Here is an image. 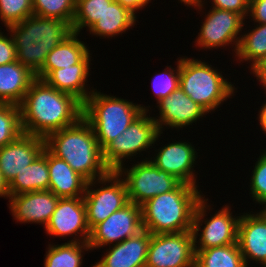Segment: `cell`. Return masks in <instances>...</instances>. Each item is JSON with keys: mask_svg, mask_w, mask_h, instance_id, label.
Listing matches in <instances>:
<instances>
[{"mask_svg": "<svg viewBox=\"0 0 266 267\" xmlns=\"http://www.w3.org/2000/svg\"><path fill=\"white\" fill-rule=\"evenodd\" d=\"M204 198L203 196L198 202L194 214L192 225L194 249L203 250L237 243L238 225L241 215L233 217L230 207L225 205V207H222L221 210L211 216L210 219H204L207 214L206 210L212 209L210 205H207L208 199ZM203 223L205 226L201 228L200 226H202ZM199 231H201V233H199ZM197 239L199 240L197 241Z\"/></svg>", "mask_w": 266, "mask_h": 267, "instance_id": "obj_8", "label": "cell"}, {"mask_svg": "<svg viewBox=\"0 0 266 267\" xmlns=\"http://www.w3.org/2000/svg\"><path fill=\"white\" fill-rule=\"evenodd\" d=\"M207 13L195 41L196 47L205 50L235 44L233 51L236 53L241 39L238 35L245 25L244 18L235 12L217 8Z\"/></svg>", "mask_w": 266, "mask_h": 267, "instance_id": "obj_13", "label": "cell"}, {"mask_svg": "<svg viewBox=\"0 0 266 267\" xmlns=\"http://www.w3.org/2000/svg\"><path fill=\"white\" fill-rule=\"evenodd\" d=\"M90 52L78 63L72 67L51 70L42 80L48 85L73 95L82 104L93 93V88L88 92L85 83L90 75Z\"/></svg>", "mask_w": 266, "mask_h": 267, "instance_id": "obj_21", "label": "cell"}, {"mask_svg": "<svg viewBox=\"0 0 266 267\" xmlns=\"http://www.w3.org/2000/svg\"><path fill=\"white\" fill-rule=\"evenodd\" d=\"M136 17V14L128 7L113 0L89 32L99 37L103 36V38L115 37L135 26Z\"/></svg>", "mask_w": 266, "mask_h": 267, "instance_id": "obj_26", "label": "cell"}, {"mask_svg": "<svg viewBox=\"0 0 266 267\" xmlns=\"http://www.w3.org/2000/svg\"><path fill=\"white\" fill-rule=\"evenodd\" d=\"M151 233L142 230L137 235L114 244L93 267H145Z\"/></svg>", "mask_w": 266, "mask_h": 267, "instance_id": "obj_20", "label": "cell"}, {"mask_svg": "<svg viewBox=\"0 0 266 267\" xmlns=\"http://www.w3.org/2000/svg\"><path fill=\"white\" fill-rule=\"evenodd\" d=\"M192 231L151 234L145 267H194Z\"/></svg>", "mask_w": 266, "mask_h": 267, "instance_id": "obj_11", "label": "cell"}, {"mask_svg": "<svg viewBox=\"0 0 266 267\" xmlns=\"http://www.w3.org/2000/svg\"><path fill=\"white\" fill-rule=\"evenodd\" d=\"M17 60L14 40L3 34L0 30V65L9 64Z\"/></svg>", "mask_w": 266, "mask_h": 267, "instance_id": "obj_37", "label": "cell"}, {"mask_svg": "<svg viewBox=\"0 0 266 267\" xmlns=\"http://www.w3.org/2000/svg\"><path fill=\"white\" fill-rule=\"evenodd\" d=\"M167 70V71H166ZM180 77V59L177 62V69L172 67L165 68V71L157 74L153 78L152 89L155 94L156 101L159 103L162 99L169 96L173 91L179 87Z\"/></svg>", "mask_w": 266, "mask_h": 267, "instance_id": "obj_34", "label": "cell"}, {"mask_svg": "<svg viewBox=\"0 0 266 267\" xmlns=\"http://www.w3.org/2000/svg\"><path fill=\"white\" fill-rule=\"evenodd\" d=\"M48 149L44 150L34 161L19 172L8 184L10 195L34 191H45L49 188Z\"/></svg>", "mask_w": 266, "mask_h": 267, "instance_id": "obj_24", "label": "cell"}, {"mask_svg": "<svg viewBox=\"0 0 266 267\" xmlns=\"http://www.w3.org/2000/svg\"><path fill=\"white\" fill-rule=\"evenodd\" d=\"M237 242L247 267L251 260L266 264V219L260 212L241 215Z\"/></svg>", "mask_w": 266, "mask_h": 267, "instance_id": "obj_19", "label": "cell"}, {"mask_svg": "<svg viewBox=\"0 0 266 267\" xmlns=\"http://www.w3.org/2000/svg\"><path fill=\"white\" fill-rule=\"evenodd\" d=\"M179 87L207 113L234 95L235 88L207 62L180 57Z\"/></svg>", "mask_w": 266, "mask_h": 267, "instance_id": "obj_6", "label": "cell"}, {"mask_svg": "<svg viewBox=\"0 0 266 267\" xmlns=\"http://www.w3.org/2000/svg\"><path fill=\"white\" fill-rule=\"evenodd\" d=\"M36 75L19 61L0 65V103L20 106Z\"/></svg>", "mask_w": 266, "mask_h": 267, "instance_id": "obj_23", "label": "cell"}, {"mask_svg": "<svg viewBox=\"0 0 266 267\" xmlns=\"http://www.w3.org/2000/svg\"><path fill=\"white\" fill-rule=\"evenodd\" d=\"M178 1H180L181 3L183 2V4H185V6H186V3H187L189 0H178Z\"/></svg>", "mask_w": 266, "mask_h": 267, "instance_id": "obj_45", "label": "cell"}, {"mask_svg": "<svg viewBox=\"0 0 266 267\" xmlns=\"http://www.w3.org/2000/svg\"><path fill=\"white\" fill-rule=\"evenodd\" d=\"M253 21L266 24V0H249V12Z\"/></svg>", "mask_w": 266, "mask_h": 267, "instance_id": "obj_38", "label": "cell"}, {"mask_svg": "<svg viewBox=\"0 0 266 267\" xmlns=\"http://www.w3.org/2000/svg\"><path fill=\"white\" fill-rule=\"evenodd\" d=\"M0 197H10L8 183L4 180L3 175L0 171Z\"/></svg>", "mask_w": 266, "mask_h": 267, "instance_id": "obj_42", "label": "cell"}, {"mask_svg": "<svg viewBox=\"0 0 266 267\" xmlns=\"http://www.w3.org/2000/svg\"><path fill=\"white\" fill-rule=\"evenodd\" d=\"M82 250H91L89 244L65 242L61 245H51L50 243L45 256L44 267H81L84 254Z\"/></svg>", "mask_w": 266, "mask_h": 267, "instance_id": "obj_28", "label": "cell"}, {"mask_svg": "<svg viewBox=\"0 0 266 267\" xmlns=\"http://www.w3.org/2000/svg\"><path fill=\"white\" fill-rule=\"evenodd\" d=\"M23 133L46 138L74 125L83 113V104L73 95L58 91L36 78L20 105Z\"/></svg>", "mask_w": 266, "mask_h": 267, "instance_id": "obj_1", "label": "cell"}, {"mask_svg": "<svg viewBox=\"0 0 266 267\" xmlns=\"http://www.w3.org/2000/svg\"><path fill=\"white\" fill-rule=\"evenodd\" d=\"M45 147L66 161L87 182L103 178L110 172L104 164L95 133L83 117L74 125L49 134Z\"/></svg>", "mask_w": 266, "mask_h": 267, "instance_id": "obj_2", "label": "cell"}, {"mask_svg": "<svg viewBox=\"0 0 266 267\" xmlns=\"http://www.w3.org/2000/svg\"><path fill=\"white\" fill-rule=\"evenodd\" d=\"M204 1L202 0H189L187 6H196L200 11L204 8ZM213 7L221 10L232 11L240 14L244 19L248 16L249 12V0H212Z\"/></svg>", "mask_w": 266, "mask_h": 267, "instance_id": "obj_36", "label": "cell"}, {"mask_svg": "<svg viewBox=\"0 0 266 267\" xmlns=\"http://www.w3.org/2000/svg\"><path fill=\"white\" fill-rule=\"evenodd\" d=\"M147 114L148 112L144 111L102 150L104 164L110 171H117L124 165L125 159H131L132 156L149 150L163 133L159 131L153 117Z\"/></svg>", "mask_w": 266, "mask_h": 267, "instance_id": "obj_7", "label": "cell"}, {"mask_svg": "<svg viewBox=\"0 0 266 267\" xmlns=\"http://www.w3.org/2000/svg\"><path fill=\"white\" fill-rule=\"evenodd\" d=\"M23 134L20 106L0 103V148Z\"/></svg>", "mask_w": 266, "mask_h": 267, "instance_id": "obj_31", "label": "cell"}, {"mask_svg": "<svg viewBox=\"0 0 266 267\" xmlns=\"http://www.w3.org/2000/svg\"><path fill=\"white\" fill-rule=\"evenodd\" d=\"M262 107V108H261ZM260 107V111H259V116H258V121L260 123V127L262 129V131H264L263 133L266 134V103L263 104L262 106Z\"/></svg>", "mask_w": 266, "mask_h": 267, "instance_id": "obj_41", "label": "cell"}, {"mask_svg": "<svg viewBox=\"0 0 266 267\" xmlns=\"http://www.w3.org/2000/svg\"><path fill=\"white\" fill-rule=\"evenodd\" d=\"M122 178L117 171H110L103 178L87 182L83 200L90 230L129 203L127 186ZM98 183L102 186L93 189Z\"/></svg>", "mask_w": 266, "mask_h": 267, "instance_id": "obj_9", "label": "cell"}, {"mask_svg": "<svg viewBox=\"0 0 266 267\" xmlns=\"http://www.w3.org/2000/svg\"><path fill=\"white\" fill-rule=\"evenodd\" d=\"M197 186L180 183L141 205L142 227L151 234L192 231L198 202L203 198Z\"/></svg>", "mask_w": 266, "mask_h": 267, "instance_id": "obj_3", "label": "cell"}, {"mask_svg": "<svg viewBox=\"0 0 266 267\" xmlns=\"http://www.w3.org/2000/svg\"><path fill=\"white\" fill-rule=\"evenodd\" d=\"M194 267H247L238 242L195 250Z\"/></svg>", "mask_w": 266, "mask_h": 267, "instance_id": "obj_27", "label": "cell"}, {"mask_svg": "<svg viewBox=\"0 0 266 267\" xmlns=\"http://www.w3.org/2000/svg\"><path fill=\"white\" fill-rule=\"evenodd\" d=\"M142 230L141 206L129 202L91 230L88 244L91 250L118 244Z\"/></svg>", "mask_w": 266, "mask_h": 267, "instance_id": "obj_12", "label": "cell"}, {"mask_svg": "<svg viewBox=\"0 0 266 267\" xmlns=\"http://www.w3.org/2000/svg\"><path fill=\"white\" fill-rule=\"evenodd\" d=\"M76 0H32L33 14L57 18L72 25Z\"/></svg>", "mask_w": 266, "mask_h": 267, "instance_id": "obj_32", "label": "cell"}, {"mask_svg": "<svg viewBox=\"0 0 266 267\" xmlns=\"http://www.w3.org/2000/svg\"><path fill=\"white\" fill-rule=\"evenodd\" d=\"M155 158L149 159L157 168L175 176L182 183L196 185L193 167L196 164L197 152L189 142H173L160 147Z\"/></svg>", "mask_w": 266, "mask_h": 267, "instance_id": "obj_16", "label": "cell"}, {"mask_svg": "<svg viewBox=\"0 0 266 267\" xmlns=\"http://www.w3.org/2000/svg\"><path fill=\"white\" fill-rule=\"evenodd\" d=\"M259 156L252 171L250 193L253 201L266 204V149Z\"/></svg>", "mask_w": 266, "mask_h": 267, "instance_id": "obj_35", "label": "cell"}, {"mask_svg": "<svg viewBox=\"0 0 266 267\" xmlns=\"http://www.w3.org/2000/svg\"><path fill=\"white\" fill-rule=\"evenodd\" d=\"M113 0H76L75 16L72 22V30L80 34L81 29L88 30L102 17L106 7Z\"/></svg>", "mask_w": 266, "mask_h": 267, "instance_id": "obj_30", "label": "cell"}, {"mask_svg": "<svg viewBox=\"0 0 266 267\" xmlns=\"http://www.w3.org/2000/svg\"><path fill=\"white\" fill-rule=\"evenodd\" d=\"M49 188L59 198L83 197L87 181L48 150ZM83 194V195H82Z\"/></svg>", "mask_w": 266, "mask_h": 267, "instance_id": "obj_22", "label": "cell"}, {"mask_svg": "<svg viewBox=\"0 0 266 267\" xmlns=\"http://www.w3.org/2000/svg\"><path fill=\"white\" fill-rule=\"evenodd\" d=\"M124 167L121 166L117 172L124 177L129 202L139 206L154 196L174 190L181 183L175 176L157 168L148 158L129 169Z\"/></svg>", "mask_w": 266, "mask_h": 267, "instance_id": "obj_10", "label": "cell"}, {"mask_svg": "<svg viewBox=\"0 0 266 267\" xmlns=\"http://www.w3.org/2000/svg\"><path fill=\"white\" fill-rule=\"evenodd\" d=\"M115 1L121 5L128 7L134 13H137L136 12L137 10H140L144 8V6H147V4L151 0H115Z\"/></svg>", "mask_w": 266, "mask_h": 267, "instance_id": "obj_39", "label": "cell"}, {"mask_svg": "<svg viewBox=\"0 0 266 267\" xmlns=\"http://www.w3.org/2000/svg\"><path fill=\"white\" fill-rule=\"evenodd\" d=\"M256 26L248 33L240 35L241 39L235 55L240 62H252L251 69L266 56V24Z\"/></svg>", "mask_w": 266, "mask_h": 267, "instance_id": "obj_29", "label": "cell"}, {"mask_svg": "<svg viewBox=\"0 0 266 267\" xmlns=\"http://www.w3.org/2000/svg\"><path fill=\"white\" fill-rule=\"evenodd\" d=\"M6 29L14 40L17 61L35 75L43 68L47 55L73 33L71 24L65 21L34 14Z\"/></svg>", "mask_w": 266, "mask_h": 267, "instance_id": "obj_4", "label": "cell"}, {"mask_svg": "<svg viewBox=\"0 0 266 267\" xmlns=\"http://www.w3.org/2000/svg\"><path fill=\"white\" fill-rule=\"evenodd\" d=\"M259 82H261L262 84L261 85H263L264 87V90L266 89V81H259ZM265 93H266V91H265ZM266 103V102H265Z\"/></svg>", "mask_w": 266, "mask_h": 267, "instance_id": "obj_44", "label": "cell"}, {"mask_svg": "<svg viewBox=\"0 0 266 267\" xmlns=\"http://www.w3.org/2000/svg\"><path fill=\"white\" fill-rule=\"evenodd\" d=\"M59 200L54 193L49 190L34 191L17 195H10L9 209L17 222L39 223L45 227L55 211Z\"/></svg>", "mask_w": 266, "mask_h": 267, "instance_id": "obj_18", "label": "cell"}, {"mask_svg": "<svg viewBox=\"0 0 266 267\" xmlns=\"http://www.w3.org/2000/svg\"><path fill=\"white\" fill-rule=\"evenodd\" d=\"M159 109L158 119L153 117L157 123L159 131L163 132V127L183 128L207 115L208 113L197 103H195L180 87L169 96L157 103ZM163 126V127H162Z\"/></svg>", "mask_w": 266, "mask_h": 267, "instance_id": "obj_17", "label": "cell"}, {"mask_svg": "<svg viewBox=\"0 0 266 267\" xmlns=\"http://www.w3.org/2000/svg\"><path fill=\"white\" fill-rule=\"evenodd\" d=\"M44 148L45 138L26 133L0 148V171L4 180L9 184Z\"/></svg>", "mask_w": 266, "mask_h": 267, "instance_id": "obj_15", "label": "cell"}, {"mask_svg": "<svg viewBox=\"0 0 266 267\" xmlns=\"http://www.w3.org/2000/svg\"><path fill=\"white\" fill-rule=\"evenodd\" d=\"M264 205V207L262 206V210H260V213L265 217V219H266V204H263Z\"/></svg>", "mask_w": 266, "mask_h": 267, "instance_id": "obj_43", "label": "cell"}, {"mask_svg": "<svg viewBox=\"0 0 266 267\" xmlns=\"http://www.w3.org/2000/svg\"><path fill=\"white\" fill-rule=\"evenodd\" d=\"M78 35L73 32L47 55L44 66L36 74V78L43 79L51 70L72 67L90 52L86 44L78 39Z\"/></svg>", "mask_w": 266, "mask_h": 267, "instance_id": "obj_25", "label": "cell"}, {"mask_svg": "<svg viewBox=\"0 0 266 267\" xmlns=\"http://www.w3.org/2000/svg\"><path fill=\"white\" fill-rule=\"evenodd\" d=\"M251 72L257 80L266 81V56L251 69Z\"/></svg>", "mask_w": 266, "mask_h": 267, "instance_id": "obj_40", "label": "cell"}, {"mask_svg": "<svg viewBox=\"0 0 266 267\" xmlns=\"http://www.w3.org/2000/svg\"><path fill=\"white\" fill-rule=\"evenodd\" d=\"M33 15L32 0H0V18L4 26L22 22Z\"/></svg>", "mask_w": 266, "mask_h": 267, "instance_id": "obj_33", "label": "cell"}, {"mask_svg": "<svg viewBox=\"0 0 266 267\" xmlns=\"http://www.w3.org/2000/svg\"><path fill=\"white\" fill-rule=\"evenodd\" d=\"M44 228L46 233L52 236H81L80 239L76 237L68 242L88 243L91 230L87 224L83 197L59 198L55 211Z\"/></svg>", "mask_w": 266, "mask_h": 267, "instance_id": "obj_14", "label": "cell"}, {"mask_svg": "<svg viewBox=\"0 0 266 267\" xmlns=\"http://www.w3.org/2000/svg\"><path fill=\"white\" fill-rule=\"evenodd\" d=\"M148 108L125 99L98 92L97 89L83 103L82 117L92 127L103 150Z\"/></svg>", "mask_w": 266, "mask_h": 267, "instance_id": "obj_5", "label": "cell"}]
</instances>
